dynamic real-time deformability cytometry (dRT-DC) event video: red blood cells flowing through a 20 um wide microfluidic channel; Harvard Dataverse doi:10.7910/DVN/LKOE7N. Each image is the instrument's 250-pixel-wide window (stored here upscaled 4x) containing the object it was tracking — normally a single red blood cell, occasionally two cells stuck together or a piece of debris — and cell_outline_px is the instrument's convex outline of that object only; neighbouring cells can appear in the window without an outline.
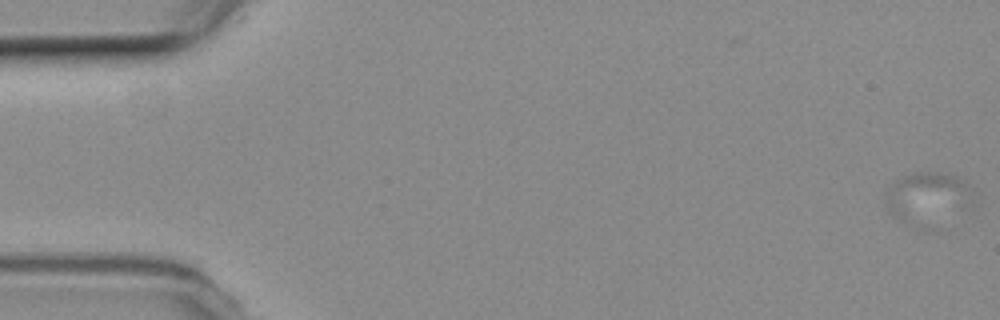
{"species": "common noctule bat (a hibernating species)", "species_latin": "Nyctalus noctula", "temperature_condition": "room temperature", "stored_images_in_passage": 13, "camera_frame_rate_fps": 3000, "um_per_image_px": 0.085, "animal": {"sex": "female", "body_mass_g": 19.3, "forearm_length_mm": 54.1}, "frame": {"image": 1, "passage_image": 1, "time_ms": 0.0, "image_size_px": [1000, 320], "cell_outline_px": [[972, 204], [936, 232], [924, 232], [904, 224], [892, 216], [888, 212], [884, 204], [884, 200], [888, 188], [896, 180], [904, 176], [920, 172], [936, 172], [956, 176], [964, 180], [972, 188]], "centroid_in_image_um": [78.87, 16.99], "position_along_channel_um": 6.1, "area_um2": 28.44}}
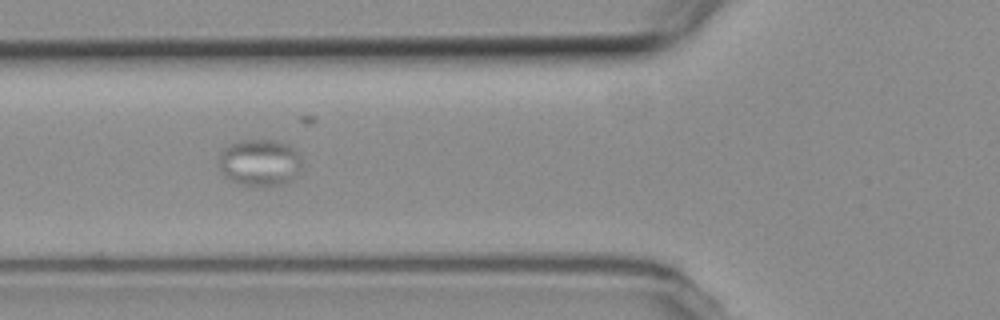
{"frame": {"image": 2, "passage_image": 10, "time_ms": 12.0, "image_size_px": [1000, 320], "cell_outline_px": [[300, 176], [296, 180], [284, 184], [264, 188], [240, 184], [224, 176], [220, 168], [220, 156], [224, 148], [228, 144], [244, 140], [276, 140], [288, 144], [300, 156]], "centroid_in_image_um": [22.13, 13.86], "position_along_channel_um": 103.7, "area_um2": 23.12}}
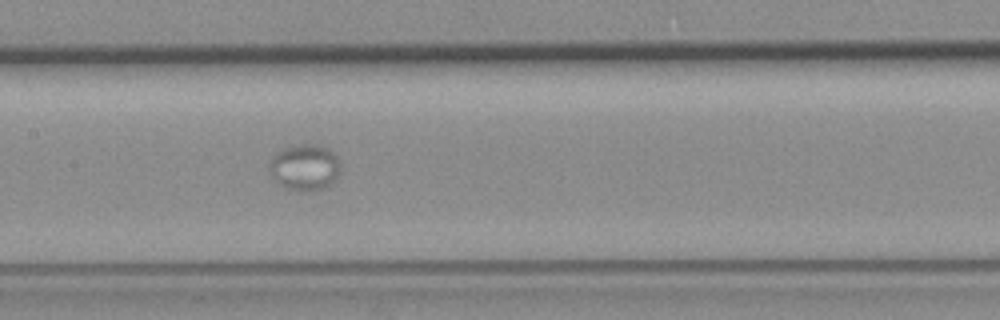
{"frame": {"image": 3, "passage_image": 13, "time_ms": 15.333, "image_size_px": [1000, 320], "cell_outline_px": [[340, 176], [328, 188], [316, 192], [312, 192], [284, 188], [272, 176], [268, 168], [268, 164], [272, 156], [280, 148], [300, 144], [316, 144], [328, 148], [336, 156], [340, 164]], "centroid_in_image_um": [25.92, 14.24], "position_along_channel_um": 181.5, "area_um2": 19.77}}